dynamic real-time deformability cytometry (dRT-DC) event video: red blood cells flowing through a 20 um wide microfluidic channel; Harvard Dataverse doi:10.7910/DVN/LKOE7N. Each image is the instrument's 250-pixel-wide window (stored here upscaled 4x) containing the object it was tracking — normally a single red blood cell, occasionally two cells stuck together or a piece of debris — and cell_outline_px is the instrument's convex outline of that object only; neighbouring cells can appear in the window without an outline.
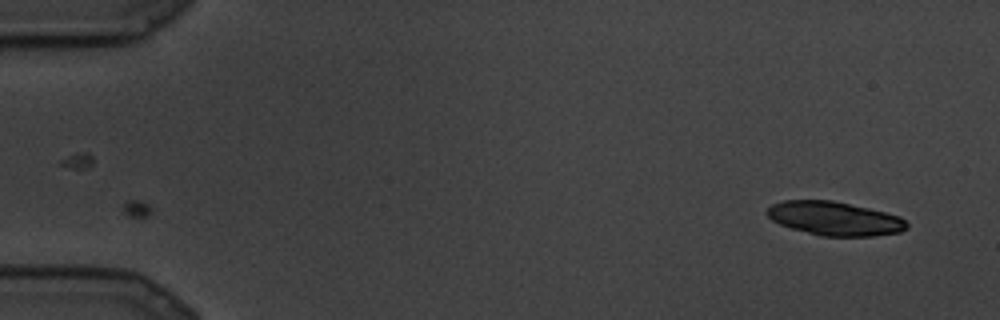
{"species": "common noctule bat (a hibernating species)", "species_latin": "Nyctalus noctula", "temperature_condition": "cold", "stored_images_in_passage": 9, "segment_of_instrument_passage": [2, 2], "camera_frame_rate_fps": 3000, "um_per_image_px": 0.085, "animal": {"sex": "male", "body_mass_g": 19.5, "forearm_length_mm": 54.6}, "frame": {"image": 1, "passage_image": 9, "time_ms": 2.667, "image_size_px": [1000, 320], "cell_outline_px": [[908, 228], [900, 232], [872, 236], [820, 236], [792, 228], [780, 224], [772, 220], [768, 216], [768, 208], [772, 204], [784, 200], [832, 200], [868, 208], [900, 216], [908, 224]], "centroid_in_image_um": [70.95, 18.57], "position_along_channel_um": 14.0, "area_um2": 27.34}}